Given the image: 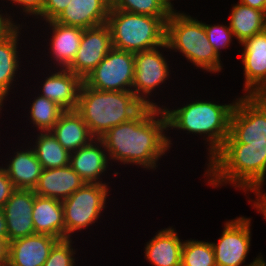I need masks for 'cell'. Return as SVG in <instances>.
Returning <instances> with one entry per match:
<instances>
[{
    "label": "cell",
    "instance_id": "obj_1",
    "mask_svg": "<svg viewBox=\"0 0 266 266\" xmlns=\"http://www.w3.org/2000/svg\"><path fill=\"white\" fill-rule=\"evenodd\" d=\"M167 130L162 107L145 106L134 118L112 127L100 139L109 161L155 171L158 160L173 145Z\"/></svg>",
    "mask_w": 266,
    "mask_h": 266
},
{
    "label": "cell",
    "instance_id": "obj_2",
    "mask_svg": "<svg viewBox=\"0 0 266 266\" xmlns=\"http://www.w3.org/2000/svg\"><path fill=\"white\" fill-rule=\"evenodd\" d=\"M206 163L204 175L208 177V185L217 188L231 184L246 194L264 188L266 143L223 144Z\"/></svg>",
    "mask_w": 266,
    "mask_h": 266
},
{
    "label": "cell",
    "instance_id": "obj_3",
    "mask_svg": "<svg viewBox=\"0 0 266 266\" xmlns=\"http://www.w3.org/2000/svg\"><path fill=\"white\" fill-rule=\"evenodd\" d=\"M236 100L237 98L231 103L219 104L196 99L172 110L164 106L162 109L167 118L168 131L178 129L186 131L187 134L203 136L202 139L209 146L207 148L209 160L229 136L230 118Z\"/></svg>",
    "mask_w": 266,
    "mask_h": 266
},
{
    "label": "cell",
    "instance_id": "obj_4",
    "mask_svg": "<svg viewBox=\"0 0 266 266\" xmlns=\"http://www.w3.org/2000/svg\"><path fill=\"white\" fill-rule=\"evenodd\" d=\"M144 107L132 91H101L83 82L76 111L90 133L100 138L112 127L134 118Z\"/></svg>",
    "mask_w": 266,
    "mask_h": 266
},
{
    "label": "cell",
    "instance_id": "obj_5",
    "mask_svg": "<svg viewBox=\"0 0 266 266\" xmlns=\"http://www.w3.org/2000/svg\"><path fill=\"white\" fill-rule=\"evenodd\" d=\"M165 42L169 51L181 53L191 65L204 72L219 73L223 69L221 57L208 41L204 22L173 10L166 21Z\"/></svg>",
    "mask_w": 266,
    "mask_h": 266
},
{
    "label": "cell",
    "instance_id": "obj_6",
    "mask_svg": "<svg viewBox=\"0 0 266 266\" xmlns=\"http://www.w3.org/2000/svg\"><path fill=\"white\" fill-rule=\"evenodd\" d=\"M112 48L137 53L165 43L166 24L158 17L110 8L107 22Z\"/></svg>",
    "mask_w": 266,
    "mask_h": 266
},
{
    "label": "cell",
    "instance_id": "obj_7",
    "mask_svg": "<svg viewBox=\"0 0 266 266\" xmlns=\"http://www.w3.org/2000/svg\"><path fill=\"white\" fill-rule=\"evenodd\" d=\"M108 184L85 183L71 196L62 200L64 209L65 239H72L77 231H82L98 223L99 216L107 208L110 193ZM102 212V213H101Z\"/></svg>",
    "mask_w": 266,
    "mask_h": 266
},
{
    "label": "cell",
    "instance_id": "obj_8",
    "mask_svg": "<svg viewBox=\"0 0 266 266\" xmlns=\"http://www.w3.org/2000/svg\"><path fill=\"white\" fill-rule=\"evenodd\" d=\"M266 143V101L254 95L237 98L223 144Z\"/></svg>",
    "mask_w": 266,
    "mask_h": 266
},
{
    "label": "cell",
    "instance_id": "obj_9",
    "mask_svg": "<svg viewBox=\"0 0 266 266\" xmlns=\"http://www.w3.org/2000/svg\"><path fill=\"white\" fill-rule=\"evenodd\" d=\"M163 50H167V52L169 50L166 42L160 47L134 54L132 92L145 106H164L158 105L155 100L150 101L151 97H149L154 90H160L158 87L160 88L162 84L167 83L165 81L168 80L171 74L170 64L168 63V58L163 56Z\"/></svg>",
    "mask_w": 266,
    "mask_h": 266
},
{
    "label": "cell",
    "instance_id": "obj_10",
    "mask_svg": "<svg viewBox=\"0 0 266 266\" xmlns=\"http://www.w3.org/2000/svg\"><path fill=\"white\" fill-rule=\"evenodd\" d=\"M251 218L239 216L225 222L221 236L211 244L217 266H242L251 246ZM263 255L244 266L255 264Z\"/></svg>",
    "mask_w": 266,
    "mask_h": 266
},
{
    "label": "cell",
    "instance_id": "obj_11",
    "mask_svg": "<svg viewBox=\"0 0 266 266\" xmlns=\"http://www.w3.org/2000/svg\"><path fill=\"white\" fill-rule=\"evenodd\" d=\"M133 80L134 53L112 48L83 82L101 91H132Z\"/></svg>",
    "mask_w": 266,
    "mask_h": 266
},
{
    "label": "cell",
    "instance_id": "obj_12",
    "mask_svg": "<svg viewBox=\"0 0 266 266\" xmlns=\"http://www.w3.org/2000/svg\"><path fill=\"white\" fill-rule=\"evenodd\" d=\"M111 49V33L106 23L84 29L76 56L66 69L84 80Z\"/></svg>",
    "mask_w": 266,
    "mask_h": 266
},
{
    "label": "cell",
    "instance_id": "obj_13",
    "mask_svg": "<svg viewBox=\"0 0 266 266\" xmlns=\"http://www.w3.org/2000/svg\"><path fill=\"white\" fill-rule=\"evenodd\" d=\"M244 95H254L266 83V29L240 44Z\"/></svg>",
    "mask_w": 266,
    "mask_h": 266
},
{
    "label": "cell",
    "instance_id": "obj_14",
    "mask_svg": "<svg viewBox=\"0 0 266 266\" xmlns=\"http://www.w3.org/2000/svg\"><path fill=\"white\" fill-rule=\"evenodd\" d=\"M110 163L113 166L100 138H95L89 144L70 153L69 166L88 184L109 185V182L102 181V176H105Z\"/></svg>",
    "mask_w": 266,
    "mask_h": 266
},
{
    "label": "cell",
    "instance_id": "obj_15",
    "mask_svg": "<svg viewBox=\"0 0 266 266\" xmlns=\"http://www.w3.org/2000/svg\"><path fill=\"white\" fill-rule=\"evenodd\" d=\"M33 190L16 189L3 207L8 242L35 234L32 211L35 198Z\"/></svg>",
    "mask_w": 266,
    "mask_h": 266
},
{
    "label": "cell",
    "instance_id": "obj_16",
    "mask_svg": "<svg viewBox=\"0 0 266 266\" xmlns=\"http://www.w3.org/2000/svg\"><path fill=\"white\" fill-rule=\"evenodd\" d=\"M53 70L44 77L45 81H41L40 95L52 100L64 111L76 110L83 80L68 69Z\"/></svg>",
    "mask_w": 266,
    "mask_h": 266
},
{
    "label": "cell",
    "instance_id": "obj_17",
    "mask_svg": "<svg viewBox=\"0 0 266 266\" xmlns=\"http://www.w3.org/2000/svg\"><path fill=\"white\" fill-rule=\"evenodd\" d=\"M59 239L33 234L8 243L6 266H43L51 248Z\"/></svg>",
    "mask_w": 266,
    "mask_h": 266
},
{
    "label": "cell",
    "instance_id": "obj_18",
    "mask_svg": "<svg viewBox=\"0 0 266 266\" xmlns=\"http://www.w3.org/2000/svg\"><path fill=\"white\" fill-rule=\"evenodd\" d=\"M26 25H13L0 36V106L4 107L10 91L16 82V76L22 66L19 62V40L21 30ZM20 65V66H19ZM15 81V82H14ZM12 87V88H11ZM5 100V101H4Z\"/></svg>",
    "mask_w": 266,
    "mask_h": 266
},
{
    "label": "cell",
    "instance_id": "obj_19",
    "mask_svg": "<svg viewBox=\"0 0 266 266\" xmlns=\"http://www.w3.org/2000/svg\"><path fill=\"white\" fill-rule=\"evenodd\" d=\"M45 26L49 27L50 43L49 50L53 62V68L66 69L76 56V52L80 47V41L83 35V28L77 26H67L55 21L45 22ZM52 33V34H51ZM52 37V38H51ZM56 63V65H55Z\"/></svg>",
    "mask_w": 266,
    "mask_h": 266
},
{
    "label": "cell",
    "instance_id": "obj_20",
    "mask_svg": "<svg viewBox=\"0 0 266 266\" xmlns=\"http://www.w3.org/2000/svg\"><path fill=\"white\" fill-rule=\"evenodd\" d=\"M110 0H71L55 22L83 29L107 22Z\"/></svg>",
    "mask_w": 266,
    "mask_h": 266
},
{
    "label": "cell",
    "instance_id": "obj_21",
    "mask_svg": "<svg viewBox=\"0 0 266 266\" xmlns=\"http://www.w3.org/2000/svg\"><path fill=\"white\" fill-rule=\"evenodd\" d=\"M85 182L68 165L59 168L43 169L34 188L36 195L64 200L81 188Z\"/></svg>",
    "mask_w": 266,
    "mask_h": 266
},
{
    "label": "cell",
    "instance_id": "obj_22",
    "mask_svg": "<svg viewBox=\"0 0 266 266\" xmlns=\"http://www.w3.org/2000/svg\"><path fill=\"white\" fill-rule=\"evenodd\" d=\"M175 230L170 226L158 230L156 235L145 244L144 258L152 266H181L184 241L179 238Z\"/></svg>",
    "mask_w": 266,
    "mask_h": 266
},
{
    "label": "cell",
    "instance_id": "obj_23",
    "mask_svg": "<svg viewBox=\"0 0 266 266\" xmlns=\"http://www.w3.org/2000/svg\"><path fill=\"white\" fill-rule=\"evenodd\" d=\"M32 220L35 234L65 239L64 209L61 200L35 195Z\"/></svg>",
    "mask_w": 266,
    "mask_h": 266
},
{
    "label": "cell",
    "instance_id": "obj_24",
    "mask_svg": "<svg viewBox=\"0 0 266 266\" xmlns=\"http://www.w3.org/2000/svg\"><path fill=\"white\" fill-rule=\"evenodd\" d=\"M14 155L9 158L6 166L2 168L7 173L12 184L16 189L34 190L37 182L42 174L43 167L38 161L34 149L27 146L25 149L22 147ZM30 148V149H29Z\"/></svg>",
    "mask_w": 266,
    "mask_h": 266
},
{
    "label": "cell",
    "instance_id": "obj_25",
    "mask_svg": "<svg viewBox=\"0 0 266 266\" xmlns=\"http://www.w3.org/2000/svg\"><path fill=\"white\" fill-rule=\"evenodd\" d=\"M51 132L64 149L70 153L95 139L82 116L76 110L64 111Z\"/></svg>",
    "mask_w": 266,
    "mask_h": 266
},
{
    "label": "cell",
    "instance_id": "obj_26",
    "mask_svg": "<svg viewBox=\"0 0 266 266\" xmlns=\"http://www.w3.org/2000/svg\"><path fill=\"white\" fill-rule=\"evenodd\" d=\"M229 26L239 44L266 29V12L238 1L231 9Z\"/></svg>",
    "mask_w": 266,
    "mask_h": 266
},
{
    "label": "cell",
    "instance_id": "obj_27",
    "mask_svg": "<svg viewBox=\"0 0 266 266\" xmlns=\"http://www.w3.org/2000/svg\"><path fill=\"white\" fill-rule=\"evenodd\" d=\"M34 137L35 141H33V146L31 145V147L34 149L43 169L59 168L69 165L70 152L64 149L51 131L38 132Z\"/></svg>",
    "mask_w": 266,
    "mask_h": 266
},
{
    "label": "cell",
    "instance_id": "obj_28",
    "mask_svg": "<svg viewBox=\"0 0 266 266\" xmlns=\"http://www.w3.org/2000/svg\"><path fill=\"white\" fill-rule=\"evenodd\" d=\"M37 95V97L35 95L34 100L30 103V110L28 112V115L30 114L29 121L38 132L51 131L64 110L52 100L40 95V93Z\"/></svg>",
    "mask_w": 266,
    "mask_h": 266
},
{
    "label": "cell",
    "instance_id": "obj_29",
    "mask_svg": "<svg viewBox=\"0 0 266 266\" xmlns=\"http://www.w3.org/2000/svg\"><path fill=\"white\" fill-rule=\"evenodd\" d=\"M111 8L160 18L165 24L173 11L166 0H110Z\"/></svg>",
    "mask_w": 266,
    "mask_h": 266
},
{
    "label": "cell",
    "instance_id": "obj_30",
    "mask_svg": "<svg viewBox=\"0 0 266 266\" xmlns=\"http://www.w3.org/2000/svg\"><path fill=\"white\" fill-rule=\"evenodd\" d=\"M181 266H217L211 242L194 239L184 240Z\"/></svg>",
    "mask_w": 266,
    "mask_h": 266
},
{
    "label": "cell",
    "instance_id": "obj_31",
    "mask_svg": "<svg viewBox=\"0 0 266 266\" xmlns=\"http://www.w3.org/2000/svg\"><path fill=\"white\" fill-rule=\"evenodd\" d=\"M72 239L58 240L51 248L49 256L43 266H76V249Z\"/></svg>",
    "mask_w": 266,
    "mask_h": 266
},
{
    "label": "cell",
    "instance_id": "obj_32",
    "mask_svg": "<svg viewBox=\"0 0 266 266\" xmlns=\"http://www.w3.org/2000/svg\"><path fill=\"white\" fill-rule=\"evenodd\" d=\"M204 27L208 36L209 43L213 46L216 53L221 57V50L228 49L230 44H233V39H235L232 30L228 25L223 24H206L204 22Z\"/></svg>",
    "mask_w": 266,
    "mask_h": 266
},
{
    "label": "cell",
    "instance_id": "obj_33",
    "mask_svg": "<svg viewBox=\"0 0 266 266\" xmlns=\"http://www.w3.org/2000/svg\"><path fill=\"white\" fill-rule=\"evenodd\" d=\"M71 0H45L42 13L35 19L43 22L55 21Z\"/></svg>",
    "mask_w": 266,
    "mask_h": 266
},
{
    "label": "cell",
    "instance_id": "obj_34",
    "mask_svg": "<svg viewBox=\"0 0 266 266\" xmlns=\"http://www.w3.org/2000/svg\"><path fill=\"white\" fill-rule=\"evenodd\" d=\"M10 1L9 4L17 6V8L21 9L23 15L29 18L35 17L37 18L43 11V7L45 4V0H7ZM19 6V7H18ZM21 6V7H20Z\"/></svg>",
    "mask_w": 266,
    "mask_h": 266
},
{
    "label": "cell",
    "instance_id": "obj_35",
    "mask_svg": "<svg viewBox=\"0 0 266 266\" xmlns=\"http://www.w3.org/2000/svg\"><path fill=\"white\" fill-rule=\"evenodd\" d=\"M16 190L8 177L5 170L0 166V208H3L6 201L10 198L12 193Z\"/></svg>",
    "mask_w": 266,
    "mask_h": 266
},
{
    "label": "cell",
    "instance_id": "obj_36",
    "mask_svg": "<svg viewBox=\"0 0 266 266\" xmlns=\"http://www.w3.org/2000/svg\"><path fill=\"white\" fill-rule=\"evenodd\" d=\"M263 188L252 189L249 192H253L256 196L255 200L249 198V203L251 202L253 205V209H256L258 213L263 214L264 219L266 220V192H264ZM264 192V193H263Z\"/></svg>",
    "mask_w": 266,
    "mask_h": 266
},
{
    "label": "cell",
    "instance_id": "obj_37",
    "mask_svg": "<svg viewBox=\"0 0 266 266\" xmlns=\"http://www.w3.org/2000/svg\"><path fill=\"white\" fill-rule=\"evenodd\" d=\"M2 9L0 10V36H2L8 29H10L13 25H20L19 23L14 22V15L11 16V13L7 12L2 13Z\"/></svg>",
    "mask_w": 266,
    "mask_h": 266
},
{
    "label": "cell",
    "instance_id": "obj_38",
    "mask_svg": "<svg viewBox=\"0 0 266 266\" xmlns=\"http://www.w3.org/2000/svg\"><path fill=\"white\" fill-rule=\"evenodd\" d=\"M0 239H3L7 244L9 243L6 227V218L3 208H0Z\"/></svg>",
    "mask_w": 266,
    "mask_h": 266
},
{
    "label": "cell",
    "instance_id": "obj_39",
    "mask_svg": "<svg viewBox=\"0 0 266 266\" xmlns=\"http://www.w3.org/2000/svg\"><path fill=\"white\" fill-rule=\"evenodd\" d=\"M244 5L266 12V0H239Z\"/></svg>",
    "mask_w": 266,
    "mask_h": 266
},
{
    "label": "cell",
    "instance_id": "obj_40",
    "mask_svg": "<svg viewBox=\"0 0 266 266\" xmlns=\"http://www.w3.org/2000/svg\"><path fill=\"white\" fill-rule=\"evenodd\" d=\"M8 244L0 239V266L7 265Z\"/></svg>",
    "mask_w": 266,
    "mask_h": 266
},
{
    "label": "cell",
    "instance_id": "obj_41",
    "mask_svg": "<svg viewBox=\"0 0 266 266\" xmlns=\"http://www.w3.org/2000/svg\"><path fill=\"white\" fill-rule=\"evenodd\" d=\"M254 96L266 101V83L254 94Z\"/></svg>",
    "mask_w": 266,
    "mask_h": 266
},
{
    "label": "cell",
    "instance_id": "obj_42",
    "mask_svg": "<svg viewBox=\"0 0 266 266\" xmlns=\"http://www.w3.org/2000/svg\"><path fill=\"white\" fill-rule=\"evenodd\" d=\"M266 260L261 257L255 264L251 265V266H266Z\"/></svg>",
    "mask_w": 266,
    "mask_h": 266
},
{
    "label": "cell",
    "instance_id": "obj_43",
    "mask_svg": "<svg viewBox=\"0 0 266 266\" xmlns=\"http://www.w3.org/2000/svg\"><path fill=\"white\" fill-rule=\"evenodd\" d=\"M166 1H167L168 6H169L172 10H176V9H174V7H173V4H174V3H172V1H174V0H166Z\"/></svg>",
    "mask_w": 266,
    "mask_h": 266
}]
</instances>
